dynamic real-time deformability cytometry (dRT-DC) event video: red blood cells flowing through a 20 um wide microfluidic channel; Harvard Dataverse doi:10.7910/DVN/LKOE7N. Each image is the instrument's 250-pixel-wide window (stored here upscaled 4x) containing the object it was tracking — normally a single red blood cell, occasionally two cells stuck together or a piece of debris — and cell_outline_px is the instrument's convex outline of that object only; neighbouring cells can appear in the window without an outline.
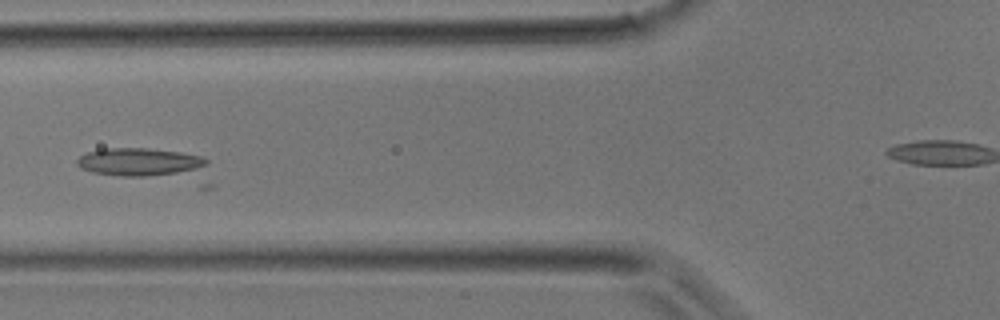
{"species": "common noctule bat (a hibernating species)", "species_latin": "Nyctalus noctula", "temperature_condition": "room temperature", "stored_images_in_passage": 16, "camera_frame_rate_fps": 3000, "um_per_image_px": 0.085, "animal": {"sex": "male", "body_mass_g": 17.9}, "frame": {"image": 1, "passage_image": 9, "time_ms": 2.667, "image_size_px": [1000, 320], "cell_outline_px": [[216, 188], [200, 188], [92, 172], [80, 168], [76, 164], [76, 160], [80, 156], [88, 152], [104, 148], [148, 148], [180, 152], [200, 156], [208, 160], [216, 184]], "centroid_in_image_um": [12.8, 14.1], "position_along_channel_um": 113.0, "area_um2": 27.86}}